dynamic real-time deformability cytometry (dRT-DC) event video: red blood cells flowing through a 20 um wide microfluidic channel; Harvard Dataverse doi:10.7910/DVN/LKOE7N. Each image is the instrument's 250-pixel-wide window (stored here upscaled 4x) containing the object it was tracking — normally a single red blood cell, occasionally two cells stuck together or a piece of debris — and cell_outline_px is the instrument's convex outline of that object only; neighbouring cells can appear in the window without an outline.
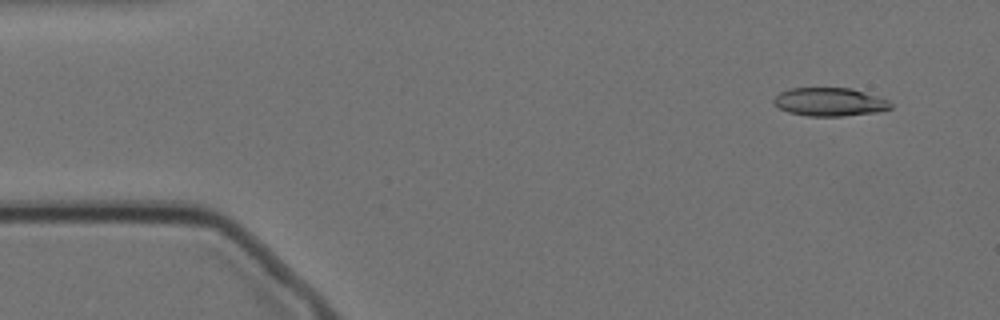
{"species": "Egyptian fruit bat (a non-hibernating species)", "species_latin": "Rousettus aegyptiacus", "temperature_condition": "cold", "stored_images_in_passage": 56, "camera_frame_rate_fps": 3000, "um_per_image_px": 0.085, "animal": {"sex": "female"}, "frame": {"image": 1, "passage_image": 4, "time_ms": 1.0, "image_size_px": [1000, 320], "cell_outline_px": [[892, 108], [880, 112], [840, 116], [808, 116], [788, 112], [780, 108], [772, 100], [780, 92], [788, 88], [852, 88], [888, 100], [892, 104]], "centroid_in_image_um": [70.54, 8.66], "position_along_channel_um": 14.5, "area_um2": 19.31}}
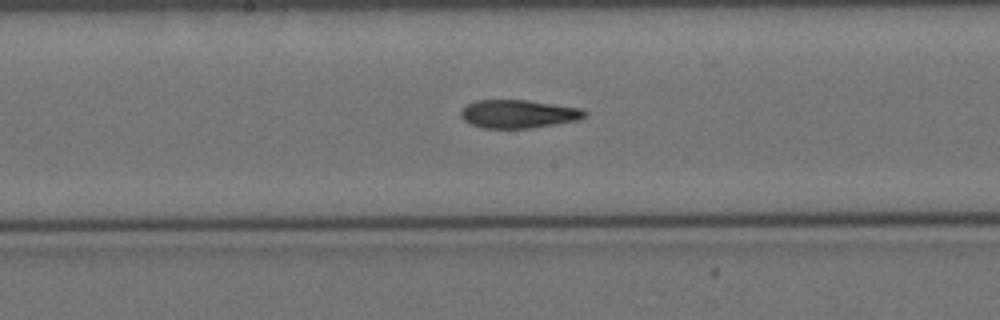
{"frame": {"image": 2, "passage_image": 28, "time_ms": 9.0, "image_size_px": [1000, 320], "cell_outline_px": [[588, 116], [576, 120], [528, 128], [480, 128], [468, 124], [460, 116], [460, 112], [468, 104], [476, 100], [528, 100], [584, 108], [588, 112]], "centroid_in_image_um": [44.07, 9.68], "position_along_channel_um": 204.1, "area_um2": 20.52}}
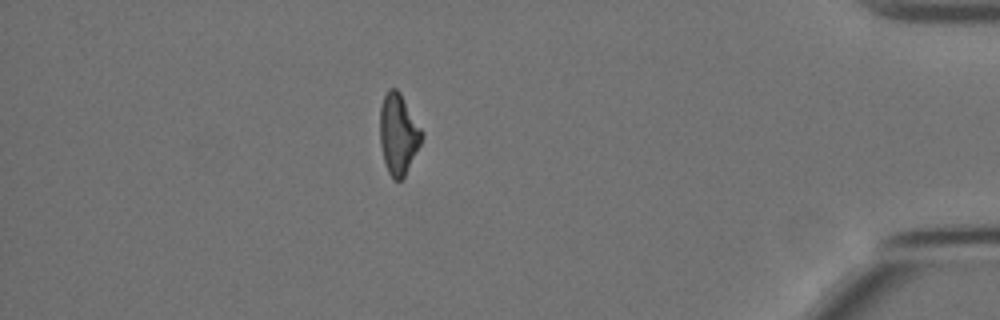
{"frame": {"image": 3, "passage_image": 49, "time_ms": 16.0, "image_size_px": [1000, 320], "cell_outline_px": [[424, 132], [420, 144], [404, 176], [400, 180], [392, 180], [388, 172], [384, 160], [380, 144], [380, 108], [384, 96], [388, 88], [396, 88], [400, 92]], "centroid_in_image_um": [33.85, 11.37], "position_along_channel_um": 401.3, "area_um2": 19.59}, "authors_computed_cell_mechanics": {"area_um2": 20.4612, "velocity_mm_per_s": 3.507, "shape_relaxation_time_tau1_ms": 6.414, "shape_relaxation_time_tau2_ms": 5.8721, "deformation_change_tau1": 0.1888, "deformation_change_tau2": 0.1269}}